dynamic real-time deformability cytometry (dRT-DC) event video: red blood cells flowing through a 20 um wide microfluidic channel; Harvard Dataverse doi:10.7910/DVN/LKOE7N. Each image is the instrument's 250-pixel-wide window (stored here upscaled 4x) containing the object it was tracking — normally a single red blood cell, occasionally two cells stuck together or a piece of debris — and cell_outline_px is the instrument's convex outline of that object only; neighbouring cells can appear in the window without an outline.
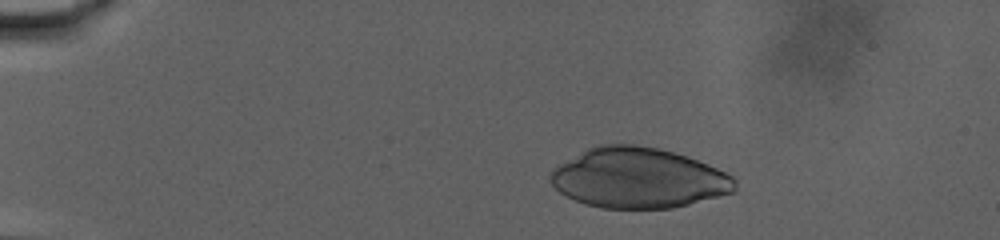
{"species": "human", "species_latin": "Homo sapiens", "temperature_condition": "warm", "stored_images_in_passage": 67, "camera_frame_rate_fps": 3000, "um_per_image_px": 0.085, "donor": {"sex": "male"}, "frame": {"image": 1, "passage_image": 13, "time_ms": 4.0, "image_size_px": [1000, 240], "cell_outline_px": [[732, 180], [728, 192], [684, 204], [668, 208], [608, 208], [592, 204], [568, 196], [560, 188], [556, 172], [560, 168], [588, 152], [596, 148], [652, 148], [684, 156], [704, 164], [728, 176]], "centroid_in_image_um": [54.36, 15.2], "position_along_channel_um": 30.6, "area_um2": 58.38}}